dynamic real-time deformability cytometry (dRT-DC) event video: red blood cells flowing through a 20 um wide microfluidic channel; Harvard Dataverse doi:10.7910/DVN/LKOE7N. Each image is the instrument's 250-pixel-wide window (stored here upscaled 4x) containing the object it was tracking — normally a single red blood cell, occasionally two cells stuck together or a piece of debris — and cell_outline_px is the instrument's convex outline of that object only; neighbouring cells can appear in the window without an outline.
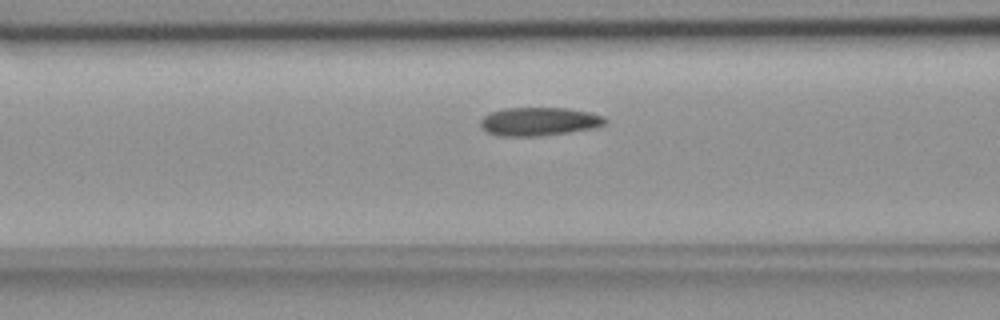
{"species": "common noctule bat (a hibernating species)", "species_latin": "Nyctalus noctula", "temperature_condition": "room temperature", "stored_images_in_passage": 12, "camera_frame_rate_fps": 3000, "um_per_image_px": 0.085, "animal": {"sex": "female", "body_mass_g": 18.4}, "frame": {"image": 1, "passage_image": 10, "time_ms": 3.0, "image_size_px": [1000, 320], "cell_outline_px": [[608, 120], [604, 124], [592, 128], [568, 132], [536, 136], [500, 136], [488, 132], [480, 124], [480, 120], [484, 116], [492, 112], [504, 108], [568, 108], [588, 112], [604, 116]], "centroid_in_image_um": [45.82, 10.32], "position_along_channel_um": 120.8, "area_um2": 20.4}}